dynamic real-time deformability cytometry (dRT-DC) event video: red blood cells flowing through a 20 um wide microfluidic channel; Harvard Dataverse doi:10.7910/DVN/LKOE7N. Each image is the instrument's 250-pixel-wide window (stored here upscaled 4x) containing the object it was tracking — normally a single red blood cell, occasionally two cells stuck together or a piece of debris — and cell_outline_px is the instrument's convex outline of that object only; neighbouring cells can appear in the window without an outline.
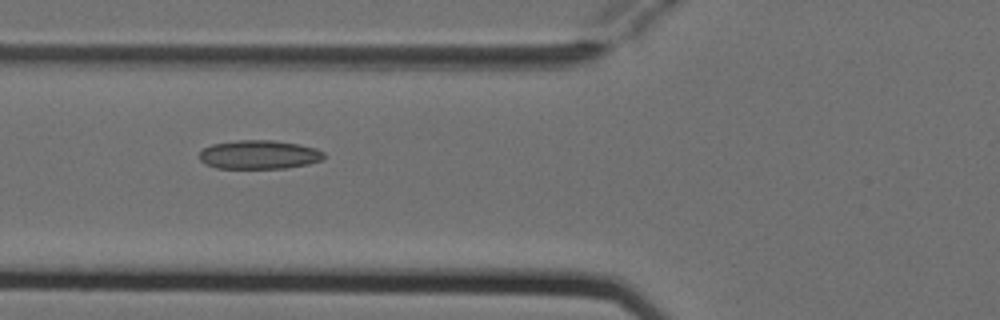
{"species": "Egyptian fruit bat (a non-hibernating species)", "species_latin": "Rousettus aegyptiacus", "temperature_condition": "cold", "stored_images_in_passage": 7, "camera_frame_rate_fps": 3000, "um_per_image_px": 0.085, "animal": {"sex": "female"}, "frame": {"image": 1, "passage_image": 5, "time_ms": 1.333, "image_size_px": [1000, 320], "cell_outline_px": [[324, 160], [308, 164], [288, 168], [216, 168], [204, 164], [200, 160], [200, 152], [204, 148], [212, 144], [236, 140], [272, 140], [296, 144], [316, 148], [324, 152]], "centroid_in_image_um": [22.02, 13.15], "position_along_channel_um": 103.8, "area_um2": 20.98}}
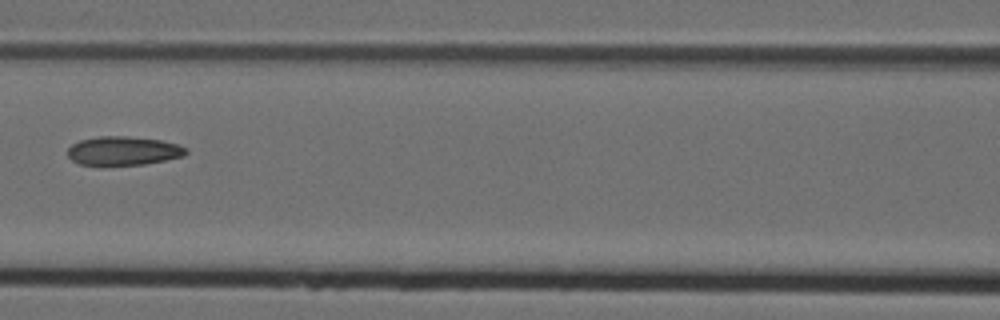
{"frame": {"image": 2, "passage_image": 6, "time_ms": 1.667, "image_size_px": [1000, 320], "cell_outline_px": [[188, 152], [184, 156], [144, 164], [80, 164], [72, 160], [68, 156], [68, 148], [72, 144], [80, 140], [100, 136], [128, 136], [160, 140], [176, 144], [188, 148]], "centroid_in_image_um": [10.5, 12.8], "position_along_channel_um": 156.1, "area_um2": 19.59}}
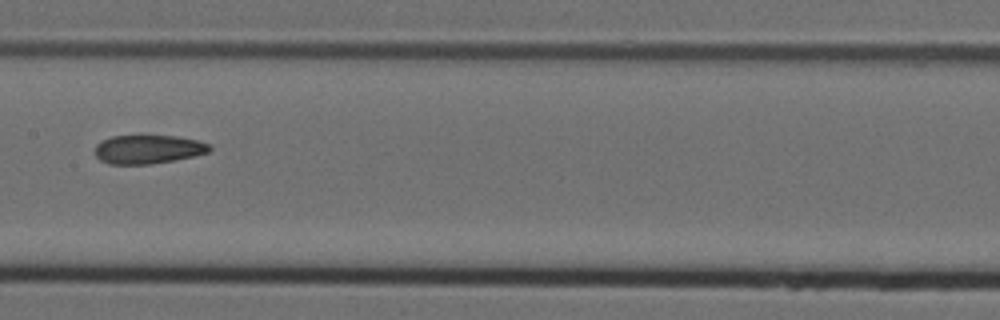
{"frame": {"image": 3, "passage_image": 7, "time_ms": 2.0, "image_size_px": [1000, 320], "cell_outline_px": [[212, 148], [208, 152], [192, 156], [152, 164], [108, 164], [100, 160], [96, 156], [96, 144], [100, 140], [112, 136], [180, 136], [212, 144]], "centroid_in_image_um": [12.58, 12.68], "position_along_channel_um": 194.8, "area_um2": 19.19}}